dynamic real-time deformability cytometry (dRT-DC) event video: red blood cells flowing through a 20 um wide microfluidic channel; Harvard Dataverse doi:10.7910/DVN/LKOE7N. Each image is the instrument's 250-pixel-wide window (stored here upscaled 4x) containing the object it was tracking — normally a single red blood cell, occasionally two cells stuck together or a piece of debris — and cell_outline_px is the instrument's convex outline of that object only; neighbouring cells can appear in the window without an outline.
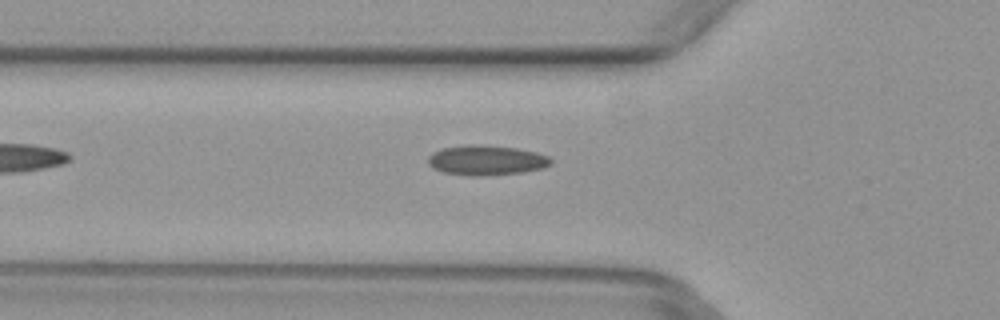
{"species": "common noctule bat (a hibernating species)", "species_latin": "Nyctalus noctula", "temperature_condition": "warm", "stored_images_in_passage": 3, "camera_frame_rate_fps": 3000, "um_per_image_px": 0.085, "animal": {"sex": "female", "body_mass_g": 29.2, "forearm_length_mm": 56.3}, "frame": {"image": 1, "passage_image": 3, "time_ms": 0.667, "image_size_px": [1000, 320], "cell_outline_px": [[552, 164], [544, 168], [524, 172], [484, 176], [472, 176], [444, 172], [428, 164], [428, 156], [432, 152], [440, 148], [468, 144], [472, 144], [516, 148], [536, 152], [548, 156], [552, 160]], "centroid_in_image_um": [41.35, 13.62], "position_along_channel_um": 84.4, "area_um2": 21.5}}